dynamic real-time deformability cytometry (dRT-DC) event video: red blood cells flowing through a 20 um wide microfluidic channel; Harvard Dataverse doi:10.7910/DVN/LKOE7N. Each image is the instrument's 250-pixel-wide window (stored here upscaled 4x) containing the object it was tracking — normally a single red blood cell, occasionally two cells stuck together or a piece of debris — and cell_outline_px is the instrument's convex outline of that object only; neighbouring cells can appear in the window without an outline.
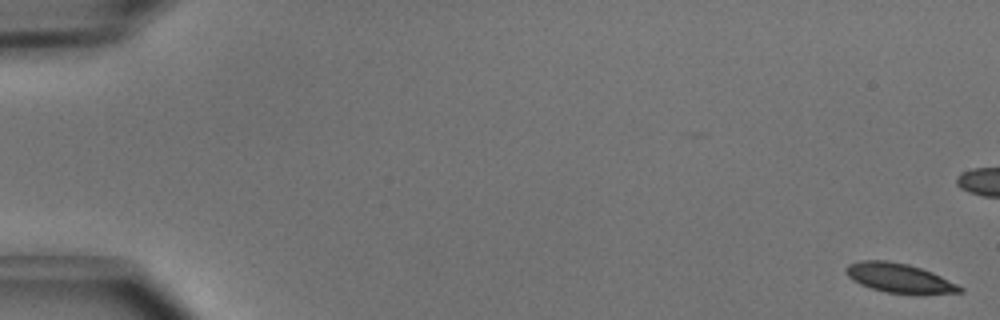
{"species": "common noctule bat (a hibernating species)", "species_latin": "Nyctalus noctula", "temperature_condition": "cold", "stored_images_in_passage": 5, "camera_frame_rate_fps": 3000, "um_per_image_px": 0.085, "animal": {"sex": "male", "body_mass_g": 15.6}, "frame": {"image": 1, "passage_image": 1, "time_ms": 0.0, "image_size_px": [1000, 320], "cell_outline_px": [[964, 292], [916, 296], [884, 292], [860, 284], [852, 280], [844, 272], [844, 268], [848, 264], [860, 260], [888, 260], [908, 264], [932, 272], [964, 288]], "centroid_in_image_um": [76.44, 23.66], "position_along_channel_um": 8.6, "area_um2": 20.06}}